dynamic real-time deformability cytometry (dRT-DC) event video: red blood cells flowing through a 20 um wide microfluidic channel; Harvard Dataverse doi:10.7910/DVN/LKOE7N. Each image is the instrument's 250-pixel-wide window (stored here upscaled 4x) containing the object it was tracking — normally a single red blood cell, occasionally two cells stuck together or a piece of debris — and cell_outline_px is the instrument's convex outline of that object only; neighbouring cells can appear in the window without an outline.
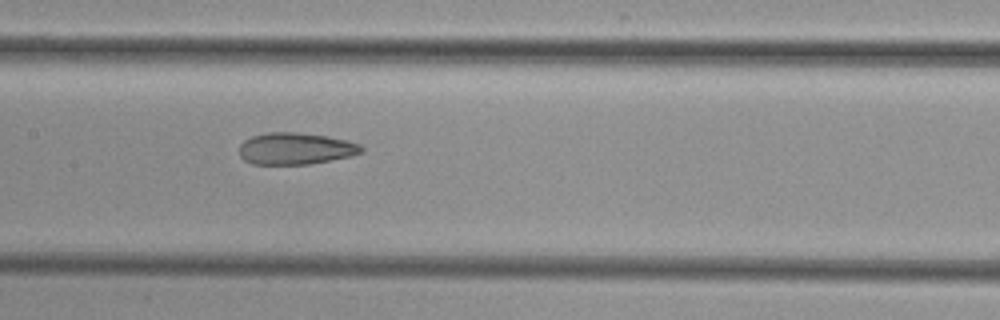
{"species": "common noctule bat (a hibernating species)", "species_latin": "Nyctalus noctula", "temperature_condition": "cold", "stored_images_in_passage": 14, "camera_frame_rate_fps": 3000, "um_per_image_px": 0.085, "animal": {"sex": "female", "body_mass_g": 29.2, "forearm_length_mm": 56.3}, "frame": {"image": 1, "passage_image": 7, "time_ms": 8.333, "image_size_px": [1000, 320], "cell_outline_px": [[364, 152], [348, 156], [312, 164], [252, 164], [244, 160], [240, 156], [240, 144], [244, 140], [252, 136], [268, 132], [296, 132], [328, 136], [348, 140], [360, 144], [364, 148]], "centroid_in_image_um": [25.13, 12.62], "position_along_channel_um": 182.3, "area_um2": 22.72}}
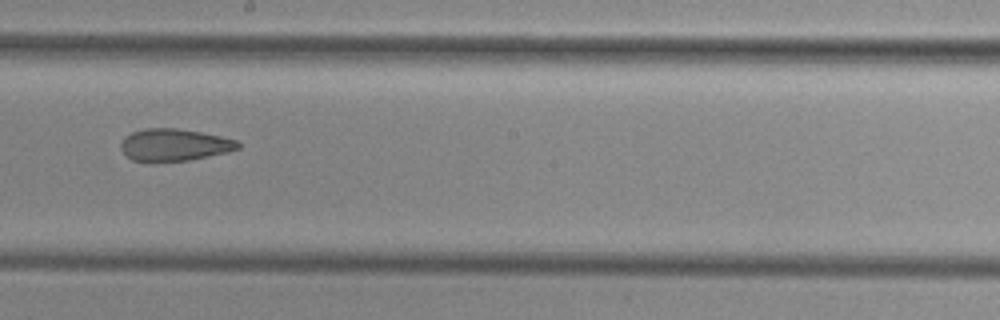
{"frame": {"image": 2, "passage_image": 8, "time_ms": 9.667, "image_size_px": [1000, 320], "cell_outline_px": [[240, 148], [228, 152], [188, 160], [132, 160], [120, 148], [120, 144], [124, 136], [132, 132], [144, 128], [176, 128], [200, 132], [220, 136], [236, 140], [240, 144]], "centroid_in_image_um": [14.82, 12.29], "position_along_channel_um": 233.4, "area_um2": 21.56}}
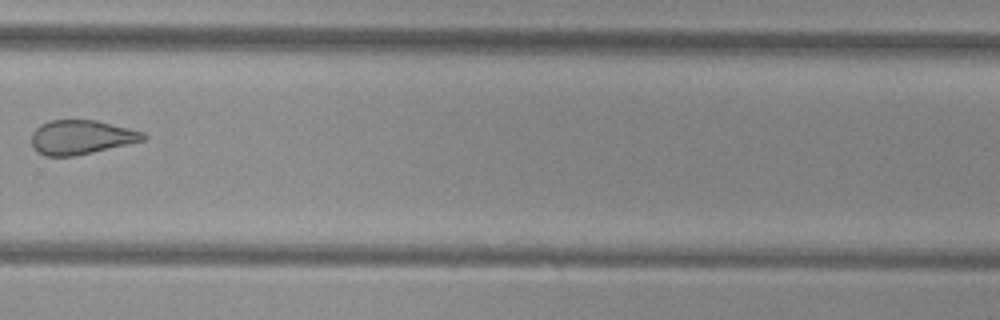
{"frame": {"image": 3, "passage_image": 10, "time_ms": 12.0, "image_size_px": [1000, 320], "cell_outline_px": [[148, 136], [144, 140], [128, 144], [92, 152], [72, 156], [44, 156], [36, 152], [32, 144], [32, 132], [40, 124], [52, 120], [96, 120], [144, 132]], "centroid_in_image_um": [6.88, 11.66], "position_along_channel_um": 322.9, "area_um2": 22.2}, "authors_computed_cell_mechanics": {"area_um2": 23.4957, "velocity_mm_per_s": 3.8367, "shape_relaxation_time_tau1_ms": null, "shape_relaxation_time_tau2_ms": 10.3599, "deformation_change_tau1": null, "deformation_change_tau2": 0.1556}}